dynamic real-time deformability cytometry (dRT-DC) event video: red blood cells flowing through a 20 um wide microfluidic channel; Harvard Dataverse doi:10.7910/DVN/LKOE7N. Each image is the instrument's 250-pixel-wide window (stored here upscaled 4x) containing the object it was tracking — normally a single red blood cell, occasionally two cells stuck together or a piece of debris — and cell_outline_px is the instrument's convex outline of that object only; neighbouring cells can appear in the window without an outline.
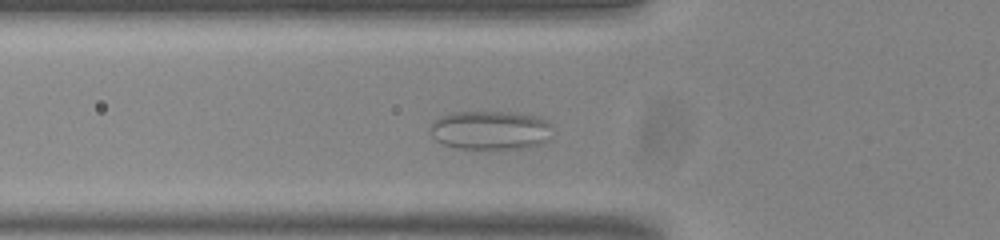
{"species": "common noctule bat (a hibernating species)", "species_latin": "Nyctalus noctula", "temperature_condition": "room temperature", "stored_images_in_passage": 48, "camera_frame_rate_fps": 3000, "um_per_image_px": 0.085, "animal": {"sex": "male", "body_mass_g": 20.0, "forearm_length_mm": 53.3}, "frame": {"image": 1, "passage_image": 13, "time_ms": 4.0, "image_size_px": [1000, 240], "cell_outline_px": [[552, 124], [548, 140], [544, 144], [524, 148], [456, 148], [444, 144], [436, 140], [432, 136], [428, 128], [440, 116], [452, 112], [512, 112], [536, 116]], "centroid_in_image_um": [41.68, 11.06], "position_along_channel_um": 84.1, "area_um2": 27.74}}
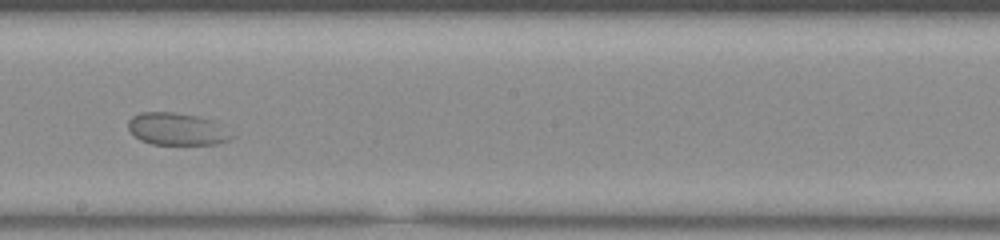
{"frame": {"image": 2, "passage_image": 25, "time_ms": 8.0, "image_size_px": [1000, 240], "cell_outline_px": [[236, 136], [228, 140], [216, 144], [152, 144], [140, 140], [128, 128], [128, 120], [132, 116], [140, 112], [172, 112], [200, 116], [212, 120]], "centroid_in_image_um": [15.03, 10.96], "position_along_channel_um": 233.2, "area_um2": 19.42}}
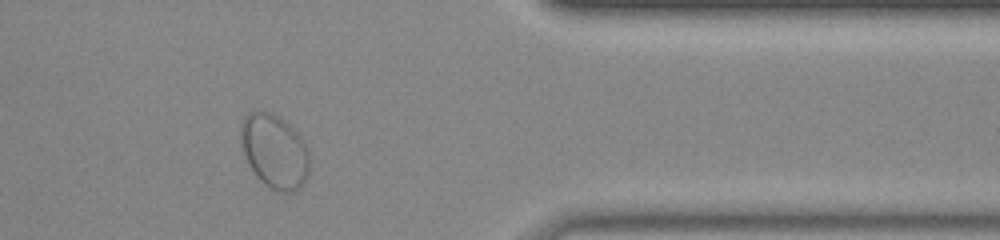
{"frame": {"image": 3, "passage_image": 39, "time_ms": 12.667, "image_size_px": [1000, 240], "cell_outline_px": [[308, 172], [304, 180], [292, 192], [280, 192], [264, 184], [256, 176], [240, 144], [240, 128], [244, 116], [248, 112], [268, 112], [284, 120], [300, 136], [308, 152]], "centroid_in_image_um": [23.3, 12.84], "position_along_channel_um": 388.1, "area_um2": 28.96}}